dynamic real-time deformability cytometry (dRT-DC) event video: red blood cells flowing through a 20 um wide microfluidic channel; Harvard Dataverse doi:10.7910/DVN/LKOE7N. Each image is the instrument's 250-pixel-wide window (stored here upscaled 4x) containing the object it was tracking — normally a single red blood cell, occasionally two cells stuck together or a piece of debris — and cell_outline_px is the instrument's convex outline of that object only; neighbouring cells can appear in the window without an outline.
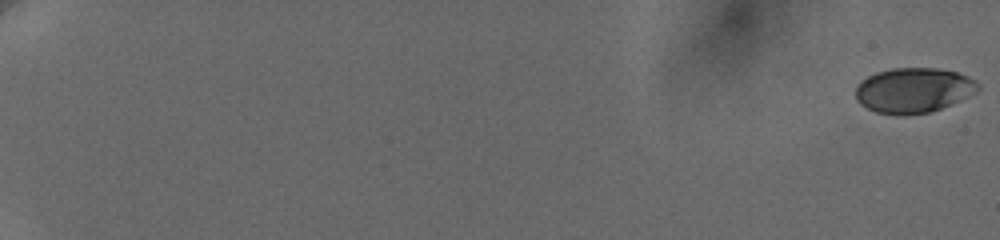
{"species": "human", "species_latin": "Homo sapiens", "temperature_condition": "cold", "stored_images_in_passage": 31, "camera_frame_rate_fps": 3000, "um_per_image_px": 0.085, "donor": {"sex": "female"}, "frame": {"image": 1, "passage_image": 1, "time_ms": 0.0, "image_size_px": [1000, 240], "cell_outline_px": [[980, 88], [968, 96], [960, 100], [940, 108], [928, 112], [904, 116], [900, 116], [876, 112], [860, 104], [856, 100], [856, 88], [860, 80], [876, 72], [892, 68], [936, 68], [956, 72], [968, 76], [976, 80], [980, 84]], "centroid_in_image_um": [77.63, 7.67], "position_along_channel_um": 7.4, "area_um2": 32.19}}
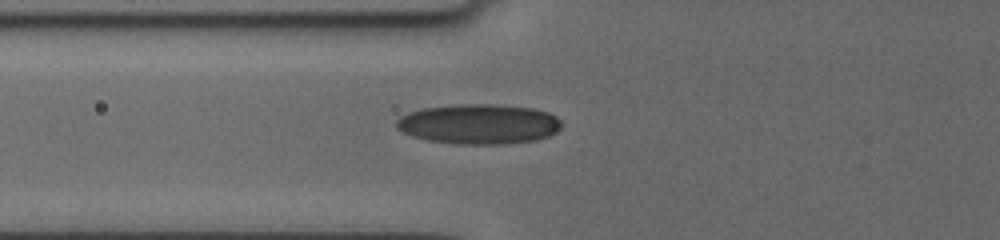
{"frame": {"image": 2, "passage_image": 21, "time_ms": 8.667, "image_size_px": [1000, 240], "cell_outline_px": [[560, 128], [556, 132], [548, 136], [536, 140], [504, 144], [456, 144], [428, 140], [412, 136], [396, 128], [396, 120], [400, 116], [408, 112], [424, 108], [456, 104], [492, 104], [532, 108], [548, 112], [556, 116], [560, 120]], "centroid_in_image_um": [40.69, 10.54], "position_along_channel_um": 85.1, "area_um2": 38.55}}
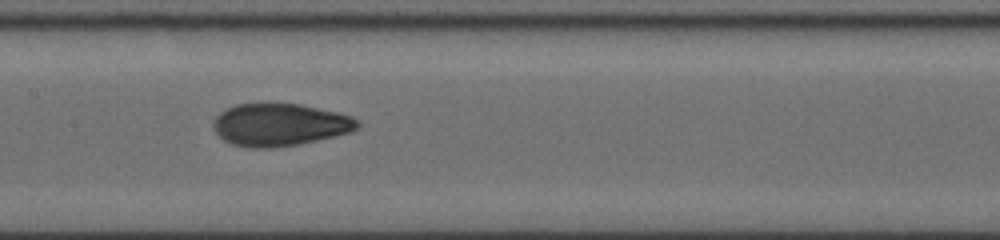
{"frame": {"image": 3, "passage_image": 30, "time_ms": 11.333, "image_size_px": [1000, 240], "cell_outline_px": [[360, 124], [352, 132], [300, 144], [272, 148], [248, 148], [232, 144], [224, 140], [216, 132], [212, 124], [216, 116], [220, 112], [236, 104], [300, 104], [336, 112], [352, 116], [360, 120]], "centroid_in_image_um": [23.79, 10.61], "position_along_channel_um": 183.6, "area_um2": 35.66}}